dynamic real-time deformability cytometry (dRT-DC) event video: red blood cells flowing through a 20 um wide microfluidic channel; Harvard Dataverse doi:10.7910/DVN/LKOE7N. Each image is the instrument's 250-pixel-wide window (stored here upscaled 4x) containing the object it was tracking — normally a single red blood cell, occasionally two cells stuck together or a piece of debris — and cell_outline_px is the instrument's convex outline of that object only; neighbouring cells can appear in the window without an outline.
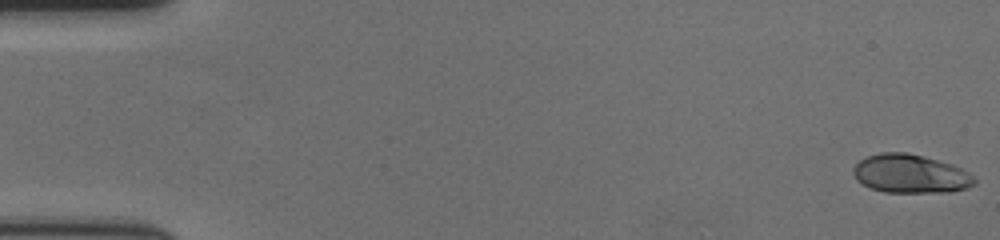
{"species": "human", "species_latin": "Homo sapiens", "temperature_condition": "cold", "stored_images_in_passage": 59, "camera_frame_rate_fps": 3000, "um_per_image_px": 0.085, "donor": {"sex": "female"}, "frame": {"image": 1, "passage_image": 1, "time_ms": 0.0, "image_size_px": [1000, 240], "cell_outline_px": [[976, 184], [964, 188], [948, 192], [884, 192], [872, 188], [856, 180], [852, 172], [852, 168], [860, 160], [868, 156], [880, 152], [904, 152], [936, 160], [960, 168], [968, 172], [976, 180]], "centroid_in_image_um": [77.34, 14.78], "position_along_channel_um": 7.7, "area_um2": 26.88}}
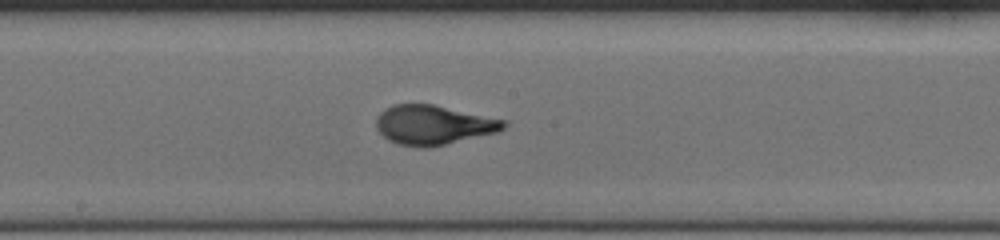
{"frame": {"image": 2, "passage_image": 32, "time_ms": 10.333, "image_size_px": [1000, 240], "cell_outline_px": [[508, 124], [504, 128], [496, 132], [428, 148], [416, 148], [400, 144], [388, 140], [376, 128], [376, 120], [380, 112], [392, 104], [432, 104], [508, 120]], "centroid_in_image_um": [36.84, 10.61], "position_along_channel_um": 211.4, "area_um2": 29.3}}
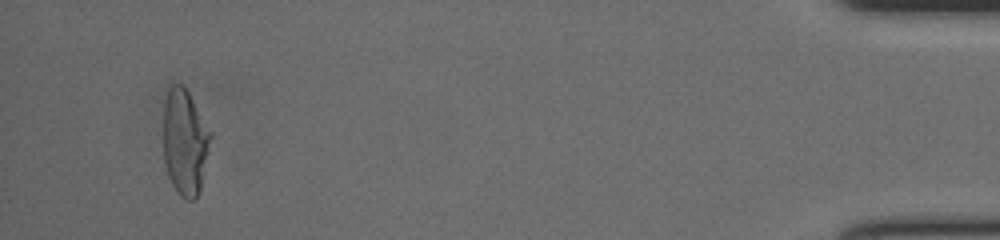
{"frame": {"image": 3, "passage_image": 56, "time_ms": 18.333, "image_size_px": [1000, 240], "cell_outline_px": [[212, 136], [200, 188], [196, 200], [188, 200], [180, 196], [176, 192], [168, 176], [164, 160], [164, 104], [168, 88], [172, 84], [180, 84], [188, 92], [212, 132]], "centroid_in_image_um": [15.72, 12.09], "position_along_channel_um": 419.5, "area_um2": 29.13}, "authors_computed_cell_mechanics": {"area_um2": 28.4954, "velocity_mm_per_s": 3.5558, "shape_relaxation_time_tau1_ms": 4.467, "shape_relaxation_time_tau2_ms": null, "deformation_change_tau1": 0.1944, "deformation_change_tau2": null}}